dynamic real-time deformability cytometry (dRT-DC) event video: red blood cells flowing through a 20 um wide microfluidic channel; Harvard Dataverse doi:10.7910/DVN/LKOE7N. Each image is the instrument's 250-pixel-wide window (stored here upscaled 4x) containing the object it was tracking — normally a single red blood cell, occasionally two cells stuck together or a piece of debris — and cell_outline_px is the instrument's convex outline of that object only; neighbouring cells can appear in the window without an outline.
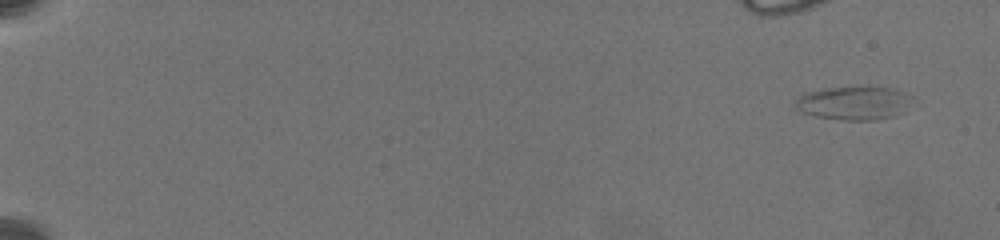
{"species": "common noctule bat (a hibernating species)", "species_latin": "Nyctalus noctula", "temperature_condition": "warm", "stored_images_in_passage": 72, "camera_frame_rate_fps": 3000, "um_per_image_px": 0.085, "animal": {"sex": "female", "body_mass_g": 19.5, "forearm_length_mm": 54.1}, "frame": {"image": 1, "passage_image": 1, "time_ms": 0.0, "image_size_px": [1000, 240], "cell_outline_px": [[904, 96], [892, 116], [876, 120], [844, 120], [816, 116], [804, 112], [796, 108], [796, 100], [800, 96], [808, 92], [828, 88], [892, 88], [904, 92]], "centroid_in_image_um": [72.35, 8.77], "position_along_channel_um": 12.7, "area_um2": 20.92}}
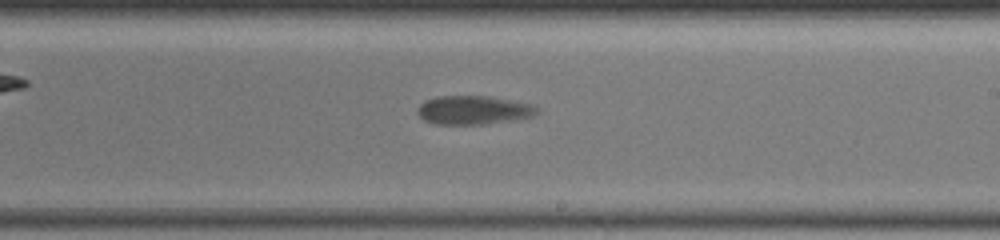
{"frame": {"image": 2, "passage_image": 45, "time_ms": 13.333, "image_size_px": [1000, 240], "cell_outline_px": [[536, 112], [532, 116], [512, 120], [484, 124], [436, 124], [424, 120], [416, 112], [416, 108], [424, 100], [436, 96], [488, 96], [532, 104], [536, 108]], "centroid_in_image_um": [40.17, 9.35], "position_along_channel_um": 248.8, "area_um2": 19.88}}
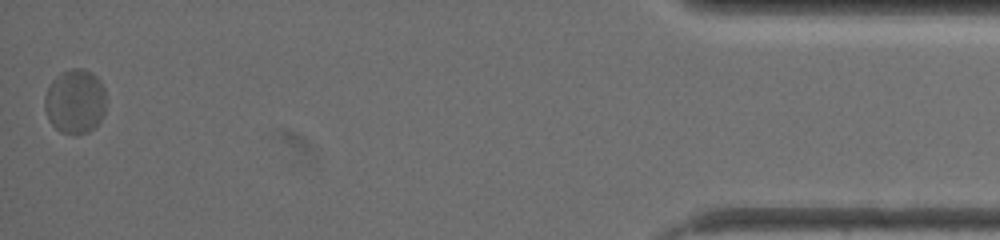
{"frame": {"image": 3, "passage_image": 71, "time_ms": 21.0, "image_size_px": [1000, 240], "cell_outline_px": [[104, 112], [96, 128], [88, 132], [76, 136], [60, 132], [48, 120], [44, 108], [44, 96], [52, 80], [60, 72], [72, 68], [84, 68], [92, 72], [100, 80], [104, 88]], "centroid_in_image_um": [6.37, 8.63], "position_along_channel_um": 428.8, "area_um2": 23.47}}